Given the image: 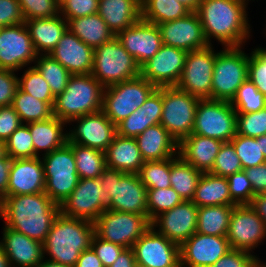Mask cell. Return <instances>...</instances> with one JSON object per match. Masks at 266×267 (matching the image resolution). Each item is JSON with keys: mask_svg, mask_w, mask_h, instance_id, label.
Wrapping results in <instances>:
<instances>
[{"mask_svg": "<svg viewBox=\"0 0 266 267\" xmlns=\"http://www.w3.org/2000/svg\"><path fill=\"white\" fill-rule=\"evenodd\" d=\"M247 3L242 0H201L196 9L205 38L223 47H241L250 38Z\"/></svg>", "mask_w": 266, "mask_h": 267, "instance_id": "cell-1", "label": "cell"}, {"mask_svg": "<svg viewBox=\"0 0 266 267\" xmlns=\"http://www.w3.org/2000/svg\"><path fill=\"white\" fill-rule=\"evenodd\" d=\"M60 205L45 193L7 196L1 201L0 218L5 226L44 243Z\"/></svg>", "mask_w": 266, "mask_h": 267, "instance_id": "cell-2", "label": "cell"}, {"mask_svg": "<svg viewBox=\"0 0 266 267\" xmlns=\"http://www.w3.org/2000/svg\"><path fill=\"white\" fill-rule=\"evenodd\" d=\"M94 235V223L59 213L43 243L44 257L47 254V260L74 267L80 254L91 247Z\"/></svg>", "mask_w": 266, "mask_h": 267, "instance_id": "cell-3", "label": "cell"}, {"mask_svg": "<svg viewBox=\"0 0 266 267\" xmlns=\"http://www.w3.org/2000/svg\"><path fill=\"white\" fill-rule=\"evenodd\" d=\"M104 89L91 74L71 75L65 90L55 97L53 116L69 124L75 118L101 111Z\"/></svg>", "mask_w": 266, "mask_h": 267, "instance_id": "cell-4", "label": "cell"}, {"mask_svg": "<svg viewBox=\"0 0 266 267\" xmlns=\"http://www.w3.org/2000/svg\"><path fill=\"white\" fill-rule=\"evenodd\" d=\"M102 191L111 197L109 210L148 215L147 188L136 173L105 167L99 176Z\"/></svg>", "mask_w": 266, "mask_h": 267, "instance_id": "cell-5", "label": "cell"}, {"mask_svg": "<svg viewBox=\"0 0 266 267\" xmlns=\"http://www.w3.org/2000/svg\"><path fill=\"white\" fill-rule=\"evenodd\" d=\"M91 75L105 88L140 75V66L114 36L94 50Z\"/></svg>", "mask_w": 266, "mask_h": 267, "instance_id": "cell-6", "label": "cell"}, {"mask_svg": "<svg viewBox=\"0 0 266 267\" xmlns=\"http://www.w3.org/2000/svg\"><path fill=\"white\" fill-rule=\"evenodd\" d=\"M241 47H223L216 52L212 77V99L231 102L248 79V59Z\"/></svg>", "mask_w": 266, "mask_h": 267, "instance_id": "cell-7", "label": "cell"}, {"mask_svg": "<svg viewBox=\"0 0 266 267\" xmlns=\"http://www.w3.org/2000/svg\"><path fill=\"white\" fill-rule=\"evenodd\" d=\"M44 167L45 193L57 205L73 192L80 180L72 148L63 147L40 157Z\"/></svg>", "mask_w": 266, "mask_h": 267, "instance_id": "cell-8", "label": "cell"}, {"mask_svg": "<svg viewBox=\"0 0 266 267\" xmlns=\"http://www.w3.org/2000/svg\"><path fill=\"white\" fill-rule=\"evenodd\" d=\"M157 87L139 75L104 89L102 111L116 126L135 112Z\"/></svg>", "mask_w": 266, "mask_h": 267, "instance_id": "cell-9", "label": "cell"}, {"mask_svg": "<svg viewBox=\"0 0 266 267\" xmlns=\"http://www.w3.org/2000/svg\"><path fill=\"white\" fill-rule=\"evenodd\" d=\"M193 134L230 142L237 134V113L231 102L209 98L198 101Z\"/></svg>", "mask_w": 266, "mask_h": 267, "instance_id": "cell-10", "label": "cell"}, {"mask_svg": "<svg viewBox=\"0 0 266 267\" xmlns=\"http://www.w3.org/2000/svg\"><path fill=\"white\" fill-rule=\"evenodd\" d=\"M163 108L160 124L179 143L192 134L199 97L177 89L162 87Z\"/></svg>", "mask_w": 266, "mask_h": 267, "instance_id": "cell-11", "label": "cell"}, {"mask_svg": "<svg viewBox=\"0 0 266 267\" xmlns=\"http://www.w3.org/2000/svg\"><path fill=\"white\" fill-rule=\"evenodd\" d=\"M148 215L105 210L94 222L95 234L108 242L132 248L133 244L149 229Z\"/></svg>", "mask_w": 266, "mask_h": 267, "instance_id": "cell-12", "label": "cell"}, {"mask_svg": "<svg viewBox=\"0 0 266 267\" xmlns=\"http://www.w3.org/2000/svg\"><path fill=\"white\" fill-rule=\"evenodd\" d=\"M102 190L100 178L80 179L73 192L61 203L60 213L94 223L111 204V197Z\"/></svg>", "mask_w": 266, "mask_h": 267, "instance_id": "cell-13", "label": "cell"}, {"mask_svg": "<svg viewBox=\"0 0 266 267\" xmlns=\"http://www.w3.org/2000/svg\"><path fill=\"white\" fill-rule=\"evenodd\" d=\"M213 44L187 52L184 68L176 88L197 96L212 99V77L216 52Z\"/></svg>", "mask_w": 266, "mask_h": 267, "instance_id": "cell-14", "label": "cell"}, {"mask_svg": "<svg viewBox=\"0 0 266 267\" xmlns=\"http://www.w3.org/2000/svg\"><path fill=\"white\" fill-rule=\"evenodd\" d=\"M226 237L231 249L253 254V250L266 239V225L249 204L235 205Z\"/></svg>", "mask_w": 266, "mask_h": 267, "instance_id": "cell-15", "label": "cell"}, {"mask_svg": "<svg viewBox=\"0 0 266 267\" xmlns=\"http://www.w3.org/2000/svg\"><path fill=\"white\" fill-rule=\"evenodd\" d=\"M37 56L25 23L0 27V68L17 72L34 64Z\"/></svg>", "mask_w": 266, "mask_h": 267, "instance_id": "cell-16", "label": "cell"}, {"mask_svg": "<svg viewBox=\"0 0 266 267\" xmlns=\"http://www.w3.org/2000/svg\"><path fill=\"white\" fill-rule=\"evenodd\" d=\"M136 263L145 267H181L180 245L152 226L132 246Z\"/></svg>", "mask_w": 266, "mask_h": 267, "instance_id": "cell-17", "label": "cell"}, {"mask_svg": "<svg viewBox=\"0 0 266 267\" xmlns=\"http://www.w3.org/2000/svg\"><path fill=\"white\" fill-rule=\"evenodd\" d=\"M75 121L76 126L67 132V143H76L105 152L117 135L116 126L102 110L75 118L69 123Z\"/></svg>", "mask_w": 266, "mask_h": 267, "instance_id": "cell-18", "label": "cell"}, {"mask_svg": "<svg viewBox=\"0 0 266 267\" xmlns=\"http://www.w3.org/2000/svg\"><path fill=\"white\" fill-rule=\"evenodd\" d=\"M187 52L162 45L159 51L140 67V75L158 87L176 86L185 64Z\"/></svg>", "mask_w": 266, "mask_h": 267, "instance_id": "cell-19", "label": "cell"}, {"mask_svg": "<svg viewBox=\"0 0 266 267\" xmlns=\"http://www.w3.org/2000/svg\"><path fill=\"white\" fill-rule=\"evenodd\" d=\"M231 249L226 236L195 232L180 245L181 267H210Z\"/></svg>", "mask_w": 266, "mask_h": 267, "instance_id": "cell-20", "label": "cell"}, {"mask_svg": "<svg viewBox=\"0 0 266 267\" xmlns=\"http://www.w3.org/2000/svg\"><path fill=\"white\" fill-rule=\"evenodd\" d=\"M157 26L164 45L176 47L186 52L209 46L196 12H190L183 18L160 23Z\"/></svg>", "mask_w": 266, "mask_h": 267, "instance_id": "cell-21", "label": "cell"}, {"mask_svg": "<svg viewBox=\"0 0 266 267\" xmlns=\"http://www.w3.org/2000/svg\"><path fill=\"white\" fill-rule=\"evenodd\" d=\"M198 206L192 201H182L180 204L161 213L151 226L167 239L181 245L196 232Z\"/></svg>", "mask_w": 266, "mask_h": 267, "instance_id": "cell-22", "label": "cell"}, {"mask_svg": "<svg viewBox=\"0 0 266 267\" xmlns=\"http://www.w3.org/2000/svg\"><path fill=\"white\" fill-rule=\"evenodd\" d=\"M116 37L140 67L151 59L163 45L157 24L142 19L130 28L120 31Z\"/></svg>", "mask_w": 266, "mask_h": 267, "instance_id": "cell-23", "label": "cell"}, {"mask_svg": "<svg viewBox=\"0 0 266 267\" xmlns=\"http://www.w3.org/2000/svg\"><path fill=\"white\" fill-rule=\"evenodd\" d=\"M44 191V167L40 156L12 159L7 196L36 194Z\"/></svg>", "mask_w": 266, "mask_h": 267, "instance_id": "cell-24", "label": "cell"}, {"mask_svg": "<svg viewBox=\"0 0 266 267\" xmlns=\"http://www.w3.org/2000/svg\"><path fill=\"white\" fill-rule=\"evenodd\" d=\"M50 55L72 75L91 74L94 50L67 29Z\"/></svg>", "mask_w": 266, "mask_h": 267, "instance_id": "cell-25", "label": "cell"}, {"mask_svg": "<svg viewBox=\"0 0 266 267\" xmlns=\"http://www.w3.org/2000/svg\"><path fill=\"white\" fill-rule=\"evenodd\" d=\"M0 245L12 267H38L44 260L43 243L3 227Z\"/></svg>", "mask_w": 266, "mask_h": 267, "instance_id": "cell-26", "label": "cell"}, {"mask_svg": "<svg viewBox=\"0 0 266 267\" xmlns=\"http://www.w3.org/2000/svg\"><path fill=\"white\" fill-rule=\"evenodd\" d=\"M162 108V87H158L135 112L116 125L117 135L135 138L149 126L160 124Z\"/></svg>", "mask_w": 266, "mask_h": 267, "instance_id": "cell-27", "label": "cell"}, {"mask_svg": "<svg viewBox=\"0 0 266 267\" xmlns=\"http://www.w3.org/2000/svg\"><path fill=\"white\" fill-rule=\"evenodd\" d=\"M223 142L191 134L178 143V155L202 173L210 172Z\"/></svg>", "mask_w": 266, "mask_h": 267, "instance_id": "cell-28", "label": "cell"}, {"mask_svg": "<svg viewBox=\"0 0 266 267\" xmlns=\"http://www.w3.org/2000/svg\"><path fill=\"white\" fill-rule=\"evenodd\" d=\"M135 140L144 161H161L178 155V143L161 124L149 126Z\"/></svg>", "mask_w": 266, "mask_h": 267, "instance_id": "cell-29", "label": "cell"}, {"mask_svg": "<svg viewBox=\"0 0 266 267\" xmlns=\"http://www.w3.org/2000/svg\"><path fill=\"white\" fill-rule=\"evenodd\" d=\"M97 13L116 36L142 19L141 0H99Z\"/></svg>", "mask_w": 266, "mask_h": 267, "instance_id": "cell-30", "label": "cell"}, {"mask_svg": "<svg viewBox=\"0 0 266 267\" xmlns=\"http://www.w3.org/2000/svg\"><path fill=\"white\" fill-rule=\"evenodd\" d=\"M24 23L38 55L50 54L68 29L67 21L60 14L55 17L25 20Z\"/></svg>", "mask_w": 266, "mask_h": 267, "instance_id": "cell-31", "label": "cell"}, {"mask_svg": "<svg viewBox=\"0 0 266 267\" xmlns=\"http://www.w3.org/2000/svg\"><path fill=\"white\" fill-rule=\"evenodd\" d=\"M67 123L55 116L45 121L30 122L29 127L34 146V158L51 153L63 147L68 141V131L64 128ZM44 150V151H43ZM40 152V153H39Z\"/></svg>", "mask_w": 266, "mask_h": 267, "instance_id": "cell-32", "label": "cell"}, {"mask_svg": "<svg viewBox=\"0 0 266 267\" xmlns=\"http://www.w3.org/2000/svg\"><path fill=\"white\" fill-rule=\"evenodd\" d=\"M106 166L125 173L140 172L144 159L135 138L116 135L105 151Z\"/></svg>", "mask_w": 266, "mask_h": 267, "instance_id": "cell-33", "label": "cell"}, {"mask_svg": "<svg viewBox=\"0 0 266 267\" xmlns=\"http://www.w3.org/2000/svg\"><path fill=\"white\" fill-rule=\"evenodd\" d=\"M65 20L68 29L93 50L115 36L98 13Z\"/></svg>", "mask_w": 266, "mask_h": 267, "instance_id": "cell-34", "label": "cell"}, {"mask_svg": "<svg viewBox=\"0 0 266 267\" xmlns=\"http://www.w3.org/2000/svg\"><path fill=\"white\" fill-rule=\"evenodd\" d=\"M198 207L215 205H237L232 199L227 177L210 172L202 173L192 200Z\"/></svg>", "mask_w": 266, "mask_h": 267, "instance_id": "cell-35", "label": "cell"}, {"mask_svg": "<svg viewBox=\"0 0 266 267\" xmlns=\"http://www.w3.org/2000/svg\"><path fill=\"white\" fill-rule=\"evenodd\" d=\"M202 172L184 161L179 155L170 158L171 187L184 201H192Z\"/></svg>", "mask_w": 266, "mask_h": 267, "instance_id": "cell-36", "label": "cell"}, {"mask_svg": "<svg viewBox=\"0 0 266 267\" xmlns=\"http://www.w3.org/2000/svg\"><path fill=\"white\" fill-rule=\"evenodd\" d=\"M234 206L198 207L196 232L204 235L227 236L230 216Z\"/></svg>", "mask_w": 266, "mask_h": 267, "instance_id": "cell-37", "label": "cell"}, {"mask_svg": "<svg viewBox=\"0 0 266 267\" xmlns=\"http://www.w3.org/2000/svg\"><path fill=\"white\" fill-rule=\"evenodd\" d=\"M142 20L160 24L187 16L191 11L177 0H141Z\"/></svg>", "mask_w": 266, "mask_h": 267, "instance_id": "cell-38", "label": "cell"}, {"mask_svg": "<svg viewBox=\"0 0 266 267\" xmlns=\"http://www.w3.org/2000/svg\"><path fill=\"white\" fill-rule=\"evenodd\" d=\"M67 144L73 150L76 170L80 179L99 178L106 167L105 152L76 143Z\"/></svg>", "mask_w": 266, "mask_h": 267, "instance_id": "cell-39", "label": "cell"}, {"mask_svg": "<svg viewBox=\"0 0 266 267\" xmlns=\"http://www.w3.org/2000/svg\"><path fill=\"white\" fill-rule=\"evenodd\" d=\"M11 106L18 113L22 124L45 121L53 117V108L47 102L31 96L19 88Z\"/></svg>", "mask_w": 266, "mask_h": 267, "instance_id": "cell-40", "label": "cell"}, {"mask_svg": "<svg viewBox=\"0 0 266 267\" xmlns=\"http://www.w3.org/2000/svg\"><path fill=\"white\" fill-rule=\"evenodd\" d=\"M34 67L48 83L54 97L65 90L68 80L72 75L50 54H39L34 62Z\"/></svg>", "mask_w": 266, "mask_h": 267, "instance_id": "cell-41", "label": "cell"}, {"mask_svg": "<svg viewBox=\"0 0 266 267\" xmlns=\"http://www.w3.org/2000/svg\"><path fill=\"white\" fill-rule=\"evenodd\" d=\"M18 87L25 93L47 102L53 108L55 97L48 83L34 66L27 67L22 77H18Z\"/></svg>", "mask_w": 266, "mask_h": 267, "instance_id": "cell-42", "label": "cell"}, {"mask_svg": "<svg viewBox=\"0 0 266 267\" xmlns=\"http://www.w3.org/2000/svg\"><path fill=\"white\" fill-rule=\"evenodd\" d=\"M231 105L236 113L257 112L265 108L266 97L247 79L237 90Z\"/></svg>", "mask_w": 266, "mask_h": 267, "instance_id": "cell-43", "label": "cell"}, {"mask_svg": "<svg viewBox=\"0 0 266 267\" xmlns=\"http://www.w3.org/2000/svg\"><path fill=\"white\" fill-rule=\"evenodd\" d=\"M138 175L147 189L171 187L170 158L161 161H145Z\"/></svg>", "mask_w": 266, "mask_h": 267, "instance_id": "cell-44", "label": "cell"}, {"mask_svg": "<svg viewBox=\"0 0 266 267\" xmlns=\"http://www.w3.org/2000/svg\"><path fill=\"white\" fill-rule=\"evenodd\" d=\"M182 201L183 199L172 187L147 189V210L149 221L152 222L161 213L169 211Z\"/></svg>", "mask_w": 266, "mask_h": 267, "instance_id": "cell-45", "label": "cell"}, {"mask_svg": "<svg viewBox=\"0 0 266 267\" xmlns=\"http://www.w3.org/2000/svg\"><path fill=\"white\" fill-rule=\"evenodd\" d=\"M240 158L243 169L266 163L260 148V141L256 138L236 134L230 141Z\"/></svg>", "mask_w": 266, "mask_h": 267, "instance_id": "cell-46", "label": "cell"}, {"mask_svg": "<svg viewBox=\"0 0 266 267\" xmlns=\"http://www.w3.org/2000/svg\"><path fill=\"white\" fill-rule=\"evenodd\" d=\"M6 153L12 159L34 158L31 132L26 124H21L5 141Z\"/></svg>", "mask_w": 266, "mask_h": 267, "instance_id": "cell-47", "label": "cell"}, {"mask_svg": "<svg viewBox=\"0 0 266 267\" xmlns=\"http://www.w3.org/2000/svg\"><path fill=\"white\" fill-rule=\"evenodd\" d=\"M242 170L243 167L240 158L236 154L233 144L231 142H223L210 173L228 177Z\"/></svg>", "mask_w": 266, "mask_h": 267, "instance_id": "cell-48", "label": "cell"}, {"mask_svg": "<svg viewBox=\"0 0 266 267\" xmlns=\"http://www.w3.org/2000/svg\"><path fill=\"white\" fill-rule=\"evenodd\" d=\"M237 134L257 138L266 135V108L251 113H237Z\"/></svg>", "mask_w": 266, "mask_h": 267, "instance_id": "cell-49", "label": "cell"}, {"mask_svg": "<svg viewBox=\"0 0 266 267\" xmlns=\"http://www.w3.org/2000/svg\"><path fill=\"white\" fill-rule=\"evenodd\" d=\"M252 50L248 59V79L266 97V48Z\"/></svg>", "mask_w": 266, "mask_h": 267, "instance_id": "cell-50", "label": "cell"}, {"mask_svg": "<svg viewBox=\"0 0 266 267\" xmlns=\"http://www.w3.org/2000/svg\"><path fill=\"white\" fill-rule=\"evenodd\" d=\"M24 20L55 17L60 6L55 0H18Z\"/></svg>", "mask_w": 266, "mask_h": 267, "instance_id": "cell-51", "label": "cell"}, {"mask_svg": "<svg viewBox=\"0 0 266 267\" xmlns=\"http://www.w3.org/2000/svg\"><path fill=\"white\" fill-rule=\"evenodd\" d=\"M231 199L237 205L249 204L253 197V188L244 170L227 177Z\"/></svg>", "mask_w": 266, "mask_h": 267, "instance_id": "cell-52", "label": "cell"}, {"mask_svg": "<svg viewBox=\"0 0 266 267\" xmlns=\"http://www.w3.org/2000/svg\"><path fill=\"white\" fill-rule=\"evenodd\" d=\"M99 0H65L60 5V15L64 19H76L98 12Z\"/></svg>", "mask_w": 266, "mask_h": 267, "instance_id": "cell-53", "label": "cell"}, {"mask_svg": "<svg viewBox=\"0 0 266 267\" xmlns=\"http://www.w3.org/2000/svg\"><path fill=\"white\" fill-rule=\"evenodd\" d=\"M91 247L101 260L103 267H110L125 249L121 245L99 238L96 234L93 236Z\"/></svg>", "mask_w": 266, "mask_h": 267, "instance_id": "cell-54", "label": "cell"}, {"mask_svg": "<svg viewBox=\"0 0 266 267\" xmlns=\"http://www.w3.org/2000/svg\"><path fill=\"white\" fill-rule=\"evenodd\" d=\"M15 71L0 68V106H9L18 89Z\"/></svg>", "mask_w": 266, "mask_h": 267, "instance_id": "cell-55", "label": "cell"}, {"mask_svg": "<svg viewBox=\"0 0 266 267\" xmlns=\"http://www.w3.org/2000/svg\"><path fill=\"white\" fill-rule=\"evenodd\" d=\"M256 256L248 251L230 249L210 267H252Z\"/></svg>", "mask_w": 266, "mask_h": 267, "instance_id": "cell-56", "label": "cell"}, {"mask_svg": "<svg viewBox=\"0 0 266 267\" xmlns=\"http://www.w3.org/2000/svg\"><path fill=\"white\" fill-rule=\"evenodd\" d=\"M18 0H0V27L24 23Z\"/></svg>", "mask_w": 266, "mask_h": 267, "instance_id": "cell-57", "label": "cell"}, {"mask_svg": "<svg viewBox=\"0 0 266 267\" xmlns=\"http://www.w3.org/2000/svg\"><path fill=\"white\" fill-rule=\"evenodd\" d=\"M18 113L9 106H0V140L6 141L21 125Z\"/></svg>", "mask_w": 266, "mask_h": 267, "instance_id": "cell-58", "label": "cell"}, {"mask_svg": "<svg viewBox=\"0 0 266 267\" xmlns=\"http://www.w3.org/2000/svg\"><path fill=\"white\" fill-rule=\"evenodd\" d=\"M249 179L253 193H266V163L243 169Z\"/></svg>", "mask_w": 266, "mask_h": 267, "instance_id": "cell-59", "label": "cell"}, {"mask_svg": "<svg viewBox=\"0 0 266 267\" xmlns=\"http://www.w3.org/2000/svg\"><path fill=\"white\" fill-rule=\"evenodd\" d=\"M12 163V158L6 155L0 159V200L7 197V186L9 181V172Z\"/></svg>", "mask_w": 266, "mask_h": 267, "instance_id": "cell-60", "label": "cell"}, {"mask_svg": "<svg viewBox=\"0 0 266 267\" xmlns=\"http://www.w3.org/2000/svg\"><path fill=\"white\" fill-rule=\"evenodd\" d=\"M74 267H103V265L93 248L90 247L80 254Z\"/></svg>", "mask_w": 266, "mask_h": 267, "instance_id": "cell-61", "label": "cell"}, {"mask_svg": "<svg viewBox=\"0 0 266 267\" xmlns=\"http://www.w3.org/2000/svg\"><path fill=\"white\" fill-rule=\"evenodd\" d=\"M136 260L132 248H125L110 267H135Z\"/></svg>", "mask_w": 266, "mask_h": 267, "instance_id": "cell-62", "label": "cell"}, {"mask_svg": "<svg viewBox=\"0 0 266 267\" xmlns=\"http://www.w3.org/2000/svg\"><path fill=\"white\" fill-rule=\"evenodd\" d=\"M249 205L266 225V193L255 194Z\"/></svg>", "mask_w": 266, "mask_h": 267, "instance_id": "cell-63", "label": "cell"}, {"mask_svg": "<svg viewBox=\"0 0 266 267\" xmlns=\"http://www.w3.org/2000/svg\"><path fill=\"white\" fill-rule=\"evenodd\" d=\"M185 5L191 12H195L201 0H177Z\"/></svg>", "mask_w": 266, "mask_h": 267, "instance_id": "cell-64", "label": "cell"}, {"mask_svg": "<svg viewBox=\"0 0 266 267\" xmlns=\"http://www.w3.org/2000/svg\"><path fill=\"white\" fill-rule=\"evenodd\" d=\"M0 267H12L1 245H0Z\"/></svg>", "mask_w": 266, "mask_h": 267, "instance_id": "cell-65", "label": "cell"}, {"mask_svg": "<svg viewBox=\"0 0 266 267\" xmlns=\"http://www.w3.org/2000/svg\"><path fill=\"white\" fill-rule=\"evenodd\" d=\"M45 259L46 258H44V260L38 267H71V266L63 265L61 263H57V262H53V261H50L47 259L45 260Z\"/></svg>", "mask_w": 266, "mask_h": 267, "instance_id": "cell-66", "label": "cell"}, {"mask_svg": "<svg viewBox=\"0 0 266 267\" xmlns=\"http://www.w3.org/2000/svg\"><path fill=\"white\" fill-rule=\"evenodd\" d=\"M256 139L260 141V148L266 159V135H262Z\"/></svg>", "mask_w": 266, "mask_h": 267, "instance_id": "cell-67", "label": "cell"}, {"mask_svg": "<svg viewBox=\"0 0 266 267\" xmlns=\"http://www.w3.org/2000/svg\"><path fill=\"white\" fill-rule=\"evenodd\" d=\"M261 261L260 258L255 257L252 267H266V262Z\"/></svg>", "mask_w": 266, "mask_h": 267, "instance_id": "cell-68", "label": "cell"}, {"mask_svg": "<svg viewBox=\"0 0 266 267\" xmlns=\"http://www.w3.org/2000/svg\"><path fill=\"white\" fill-rule=\"evenodd\" d=\"M7 155L5 142L0 140V159L4 158Z\"/></svg>", "mask_w": 266, "mask_h": 267, "instance_id": "cell-69", "label": "cell"}, {"mask_svg": "<svg viewBox=\"0 0 266 267\" xmlns=\"http://www.w3.org/2000/svg\"><path fill=\"white\" fill-rule=\"evenodd\" d=\"M65 0H55V2L60 6Z\"/></svg>", "mask_w": 266, "mask_h": 267, "instance_id": "cell-70", "label": "cell"}, {"mask_svg": "<svg viewBox=\"0 0 266 267\" xmlns=\"http://www.w3.org/2000/svg\"><path fill=\"white\" fill-rule=\"evenodd\" d=\"M135 267H145V266H142V265H139V264H135Z\"/></svg>", "mask_w": 266, "mask_h": 267, "instance_id": "cell-71", "label": "cell"}, {"mask_svg": "<svg viewBox=\"0 0 266 267\" xmlns=\"http://www.w3.org/2000/svg\"><path fill=\"white\" fill-rule=\"evenodd\" d=\"M242 1L246 2L247 4H249V1H251V0H242Z\"/></svg>", "mask_w": 266, "mask_h": 267, "instance_id": "cell-72", "label": "cell"}]
</instances>
